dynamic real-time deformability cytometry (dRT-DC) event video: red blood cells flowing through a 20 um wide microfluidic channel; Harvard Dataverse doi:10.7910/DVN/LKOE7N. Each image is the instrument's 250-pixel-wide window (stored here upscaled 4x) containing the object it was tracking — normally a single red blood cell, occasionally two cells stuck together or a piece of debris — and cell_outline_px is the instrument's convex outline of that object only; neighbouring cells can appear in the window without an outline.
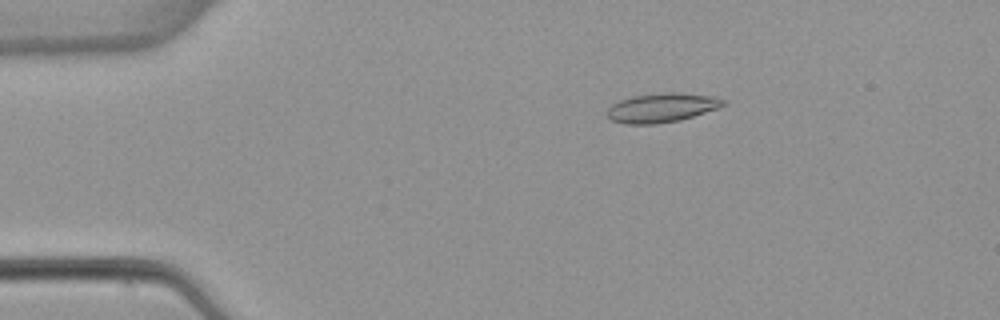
{"species": "common noctule bat (a hibernating species)", "species_latin": "Nyctalus noctula", "temperature_condition": "warm", "stored_images_in_passage": 7, "camera_frame_rate_fps": 3000, "um_per_image_px": 0.085, "animal": {"sex": "female", "body_mass_g": 22.7, "forearm_length_mm": 54.2}, "frame": {"image": 1, "passage_image": 3, "time_ms": 2.667, "image_size_px": [1000, 320], "cell_outline_px": [[728, 104], [720, 108], [680, 120], [656, 124], [624, 124], [608, 120], [608, 108], [612, 104], [620, 100], [632, 96], [668, 92], [680, 92], [712, 96], [728, 100]], "centroid_in_image_um": [56.29, 9.16], "position_along_channel_um": 28.7, "area_um2": 20.06}}
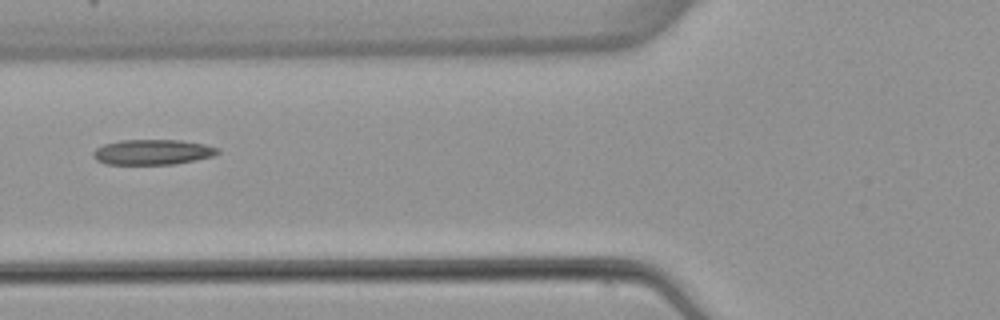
{"frame": {"image": 2, "passage_image": 6, "time_ms": 6.333, "image_size_px": [1000, 320], "cell_outline_px": [[220, 152], [212, 156], [196, 160], [176, 164], [104, 164], [96, 160], [92, 156], [92, 152], [96, 148], [104, 144], [120, 140], [180, 140], [204, 144], [220, 148]], "centroid_in_image_um": [12.96, 12.93], "position_along_channel_um": 112.8, "area_um2": 18.44}}
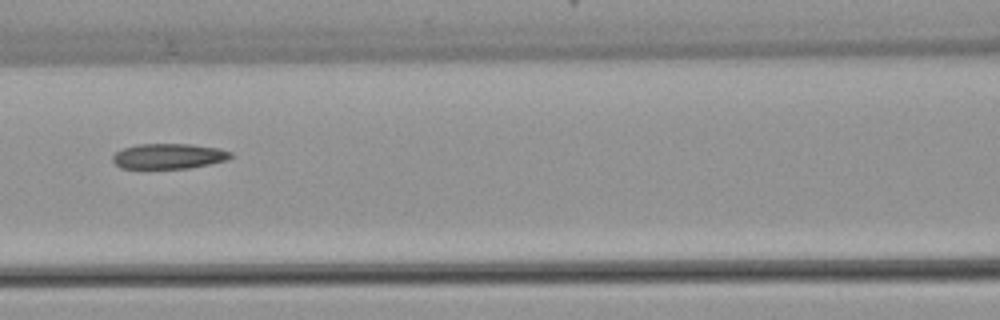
{"frame": {"image": 3, "passage_image": 7, "time_ms": 7.333, "image_size_px": [1000, 320], "cell_outline_px": [[232, 156], [228, 160], [188, 168], [120, 168], [112, 160], [112, 156], [116, 152], [124, 148], [136, 144], [188, 144], [220, 148], [232, 152]], "centroid_in_image_um": [14.35, 13.27], "position_along_channel_um": 152.3, "area_um2": 17.34}}